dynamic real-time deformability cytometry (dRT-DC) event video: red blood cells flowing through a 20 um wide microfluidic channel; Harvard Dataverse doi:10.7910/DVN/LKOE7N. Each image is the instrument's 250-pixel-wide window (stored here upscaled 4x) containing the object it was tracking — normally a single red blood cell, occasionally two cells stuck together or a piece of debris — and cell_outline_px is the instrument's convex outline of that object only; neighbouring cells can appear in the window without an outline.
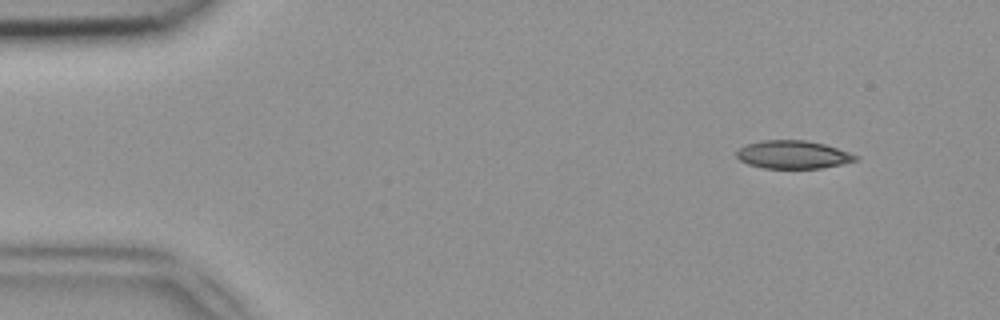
{"species": "common noctule bat (a hibernating species)", "species_latin": "Nyctalus noctula", "temperature_condition": "room temperature", "stored_images_in_passage": 48, "camera_frame_rate_fps": 3000, "um_per_image_px": 0.085, "animal": {"sex": "female", "body_mass_g": 18.4}, "frame": {"image": 1, "passage_image": 4, "time_ms": 1.0, "image_size_px": [1000, 320], "cell_outline_px": [[860, 156], [856, 160], [840, 164], [820, 168], [764, 168], [748, 164], [740, 160], [736, 156], [736, 152], [744, 144], [764, 140], [804, 140], [824, 144]], "centroid_in_image_um": [67.37, 13.14], "position_along_channel_um": 17.6, "area_um2": 19.31}}
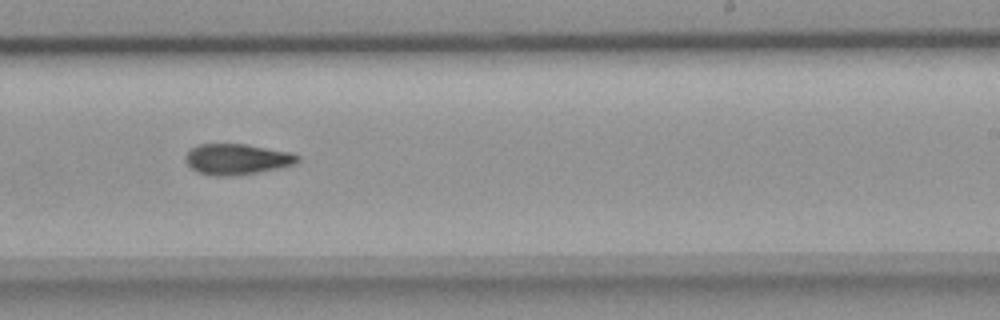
{"frame": {"image": 2, "passage_image": 29, "time_ms": 9.333, "image_size_px": [1000, 320], "cell_outline_px": [[300, 160], [292, 164], [276, 168], [256, 172], [228, 176], [216, 176], [200, 172], [192, 168], [184, 160], [184, 156], [196, 144], [244, 144], [292, 152], [300, 156]], "centroid_in_image_um": [20.12, 13.51], "position_along_channel_um": 268.9, "area_um2": 19.83}}
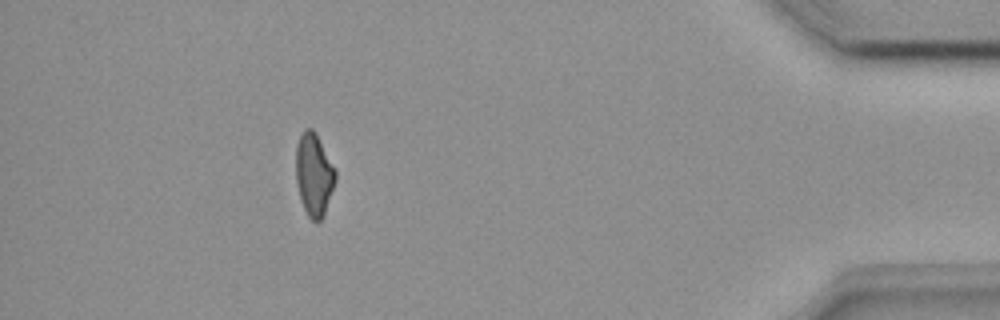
{"frame": {"image": 3, "passage_image": 43, "time_ms": 14.0, "image_size_px": [1000, 320], "cell_outline_px": [[336, 180], [324, 216], [316, 224], [308, 216], [300, 200], [296, 184], [296, 144], [300, 132], [304, 128], [312, 128], [316, 132], [336, 168]], "centroid_in_image_um": [26.68, 14.82], "position_along_channel_um": 408.5, "area_um2": 19.59}}